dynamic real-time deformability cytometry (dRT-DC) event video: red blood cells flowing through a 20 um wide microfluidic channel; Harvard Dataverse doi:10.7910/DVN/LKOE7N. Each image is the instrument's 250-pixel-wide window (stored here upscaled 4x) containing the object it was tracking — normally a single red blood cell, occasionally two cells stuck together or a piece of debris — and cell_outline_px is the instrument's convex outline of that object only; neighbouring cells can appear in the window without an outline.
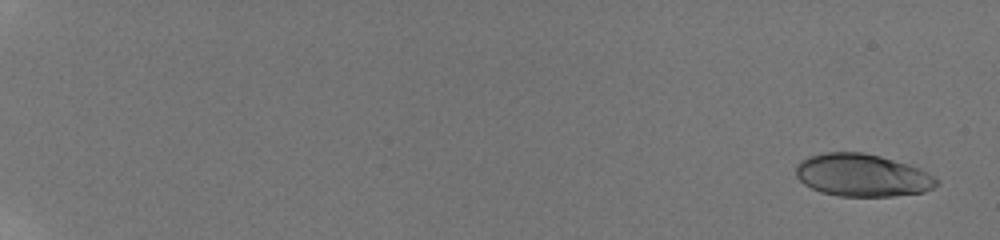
{"species": "human", "species_latin": "Homo sapiens", "temperature_condition": "room temperature", "stored_images_in_passage": 11, "camera_frame_rate_fps": 3000, "um_per_image_px": 0.085, "donor": {"sex": "male"}, "frame": {"image": 1, "passage_image": 1, "time_ms": 0.0, "image_size_px": [1000, 240], "cell_outline_px": [[940, 184], [924, 192], [892, 196], [840, 196], [820, 192], [804, 184], [796, 176], [796, 164], [800, 160], [808, 156], [824, 152], [864, 152], [880, 156], [908, 164], [920, 168], [936, 176], [940, 180]], "centroid_in_image_um": [73.31, 14.89], "position_along_channel_um": 11.7, "area_um2": 35.26}}
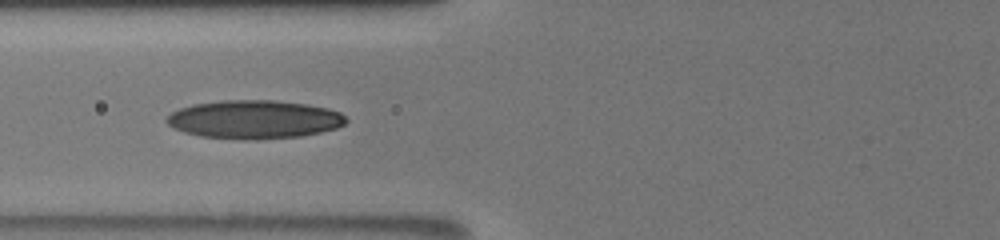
{"frame": {"image": 2, "passage_image": 8, "time_ms": 8.333, "image_size_px": [1000, 240], "cell_outline_px": [[348, 120], [344, 124], [336, 128], [320, 132], [300, 136], [256, 140], [244, 140], [200, 136], [184, 132], [172, 128], [164, 120], [172, 112], [180, 108], [192, 104], [224, 100], [276, 100], [304, 104], [328, 108], [340, 112]], "centroid_in_image_um": [21.58, 10.15], "position_along_channel_um": 104.2, "area_um2": 40.34}}
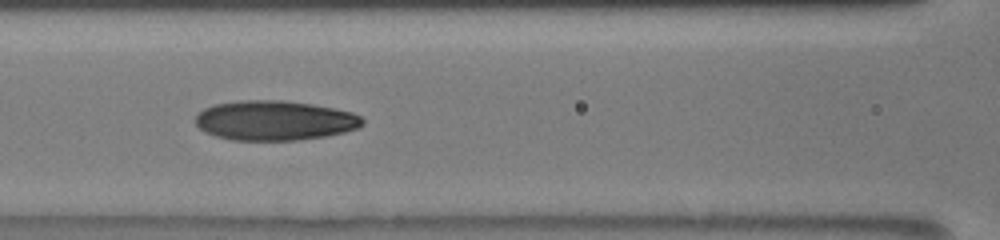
{"frame": {"image": 3, "passage_image": 9, "time_ms": 9.333, "image_size_px": [1000, 240], "cell_outline_px": [[364, 124], [356, 128], [344, 132], [324, 136], [296, 140], [232, 140], [216, 136], [204, 132], [196, 124], [196, 116], [204, 108], [212, 104], [240, 100], [284, 100], [312, 104], [352, 112], [360, 116], [364, 120]], "centroid_in_image_um": [23.32, 10.23], "position_along_channel_um": 143.3, "area_um2": 38.67}}